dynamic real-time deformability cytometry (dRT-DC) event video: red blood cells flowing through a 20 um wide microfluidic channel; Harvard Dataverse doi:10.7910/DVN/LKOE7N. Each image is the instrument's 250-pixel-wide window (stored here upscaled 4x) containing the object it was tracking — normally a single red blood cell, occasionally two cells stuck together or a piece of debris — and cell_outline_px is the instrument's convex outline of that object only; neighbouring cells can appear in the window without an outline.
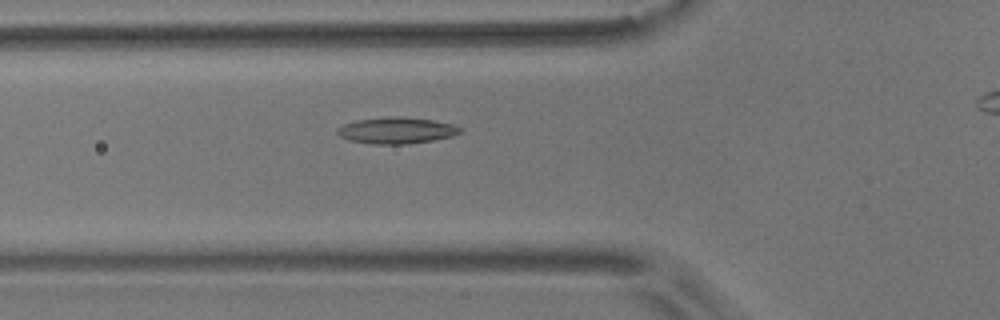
{"species": "common noctule bat (a hibernating species)", "species_latin": "Nyctalus noctula", "temperature_condition": "room temperature", "stored_images_in_passage": 16, "camera_frame_rate_fps": 3000, "um_per_image_px": 0.085, "animal": {"sex": "male", "body_mass_g": 17.9}, "frame": {"image": 1, "passage_image": 13, "time_ms": 4.0, "image_size_px": [1000, 320], "cell_outline_px": [[464, 132], [452, 136], [432, 140], [408, 144], [372, 144], [348, 140], [340, 136], [336, 132], [336, 128], [340, 124], [356, 120], [432, 120], [452, 124], [460, 128]], "centroid_in_image_um": [33.66, 11.15], "position_along_channel_um": 92.1, "area_um2": 17.8}}
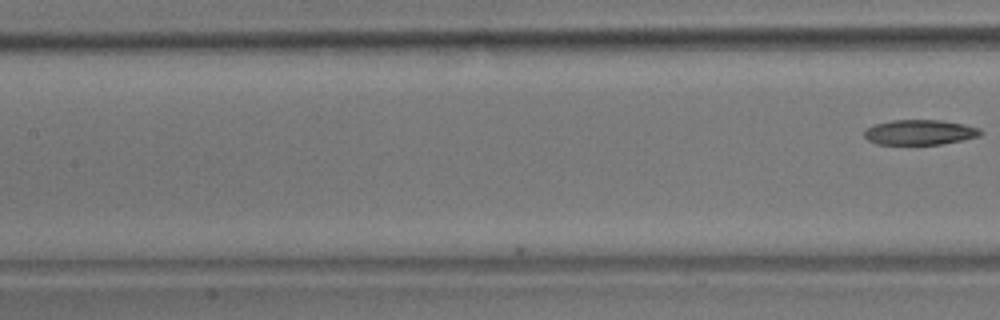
{"frame": {"image": 2, "passage_image": 16, "time_ms": 5.0, "image_size_px": [1000, 320], "cell_outline_px": [[984, 132], [980, 136], [940, 144], [876, 144], [868, 140], [864, 136], [864, 132], [868, 128], [876, 124], [892, 120], [940, 120], [964, 124], [980, 128]], "centroid_in_image_um": [78.2, 11.24], "position_along_channel_um": 129.2, "area_um2": 16.88}}